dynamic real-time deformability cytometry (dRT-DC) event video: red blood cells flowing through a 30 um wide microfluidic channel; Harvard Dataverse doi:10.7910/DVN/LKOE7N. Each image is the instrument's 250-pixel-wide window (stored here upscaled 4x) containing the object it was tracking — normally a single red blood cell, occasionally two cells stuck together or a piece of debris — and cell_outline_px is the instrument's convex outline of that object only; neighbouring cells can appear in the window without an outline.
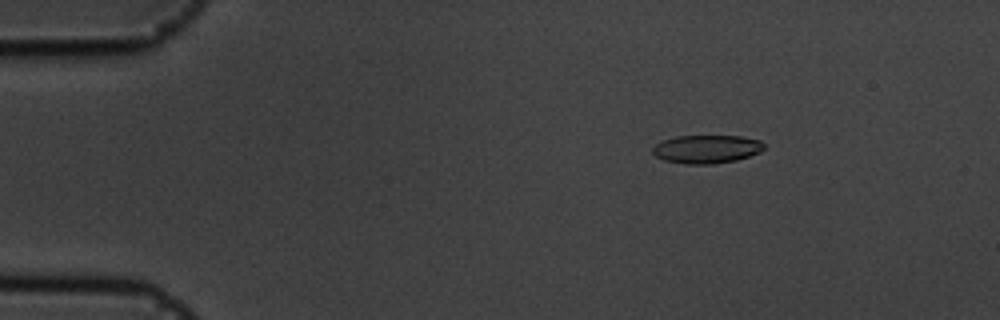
{"species": "common noctule bat (a hibernating species)", "species_latin": "Nyctalus noctula", "temperature_condition": "cold", "stored_images_in_passage": 56, "camera_frame_rate_fps": 3000, "um_per_image_px": 0.085, "animal": {"sex": "male", "body_mass_g": 19.5, "forearm_length_mm": 54.6}, "frame": {"image": 1, "passage_image": 9, "time_ms": 2.667, "image_size_px": [1000, 320], "cell_outline_px": [[764, 148], [760, 152], [736, 160], [712, 164], [684, 164], [664, 160], [656, 156], [652, 152], [652, 148], [656, 144], [664, 140], [676, 136], [740, 136], [760, 140], [764, 144]], "centroid_in_image_um": [60.05, 12.67], "position_along_channel_um": 24.9, "area_um2": 18.32}}
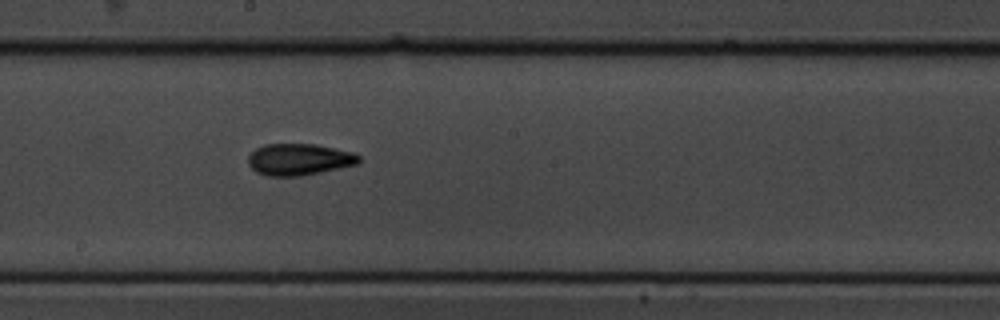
{"frame": {"image": 2, "passage_image": 31, "time_ms": 10.0, "image_size_px": [1000, 320], "cell_outline_px": [[360, 160], [356, 164], [320, 172], [300, 176], [268, 176], [256, 172], [248, 164], [248, 156], [256, 148], [264, 144], [316, 144], [352, 152], [360, 156]], "centroid_in_image_um": [25.39, 13.55], "position_along_channel_um": 222.8, "area_um2": 20.29}}
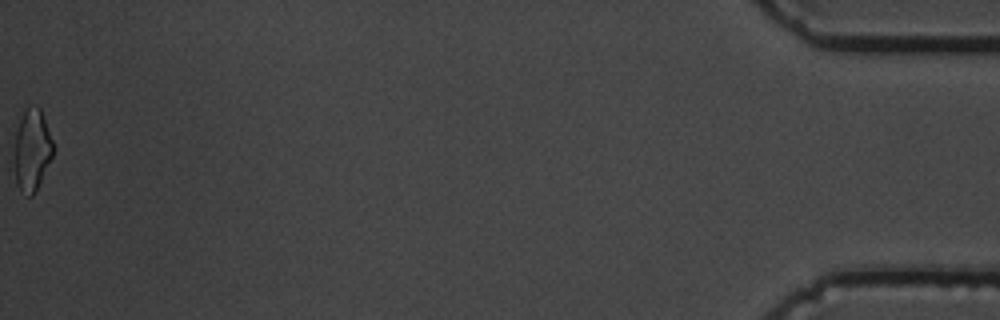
{"frame": {"image": 3, "passage_image": 56, "time_ms": 18.333, "image_size_px": [1000, 320], "cell_outline_px": [[52, 156], [32, 196], [28, 196], [16, 184], [12, 156], [16, 132], [24, 108], [28, 104], [40, 108], [52, 140]], "centroid_in_image_um": [2.66, 12.71], "position_along_channel_um": 432.5, "area_um2": 18.38}, "authors_computed_cell_mechanics": {"area_um2": 19.0451, "velocity_mm_per_s": 3.672, "shape_relaxation_time_tau1_ms": 5.9395, "shape_relaxation_time_tau2_ms": 3.1313, "deformation_change_tau1": 0.158, "deformation_change_tau2": 0.1001}}